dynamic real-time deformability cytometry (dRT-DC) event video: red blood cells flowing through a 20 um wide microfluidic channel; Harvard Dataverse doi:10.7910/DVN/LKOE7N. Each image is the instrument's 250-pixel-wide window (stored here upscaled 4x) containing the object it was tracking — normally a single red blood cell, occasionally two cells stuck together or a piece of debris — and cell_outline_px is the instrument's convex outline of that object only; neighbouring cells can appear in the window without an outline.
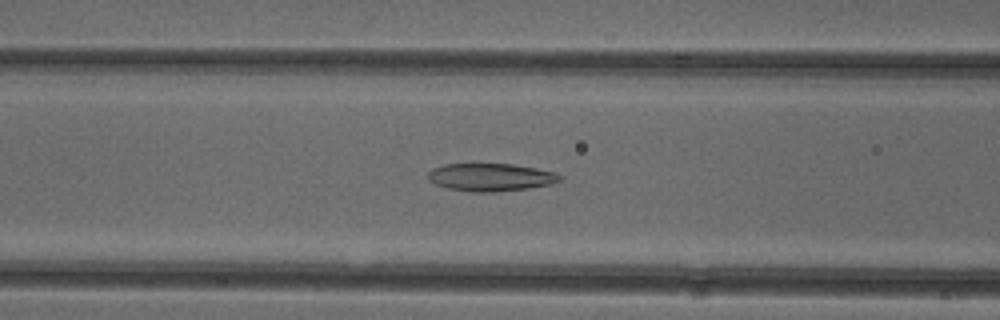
{"species": "common noctule bat (a hibernating species)", "species_latin": "Nyctalus noctula", "temperature_condition": "cold", "stored_images_in_passage": 49, "camera_frame_rate_fps": 3000, "um_per_image_px": 0.085, "animal": {"sex": "female"}, "frame": {"image": 1, "passage_image": 21, "time_ms": 6.667, "image_size_px": [1000, 320], "cell_outline_px": [[564, 176], [560, 180], [548, 184], [528, 188], [496, 192], [472, 192], [448, 188], [436, 184], [428, 180], [428, 172], [432, 168], [444, 164], [512, 164], [536, 168], [556, 172]], "centroid_in_image_um": [41.7, 15.06], "position_along_channel_um": 124.9, "area_um2": 21.33}}
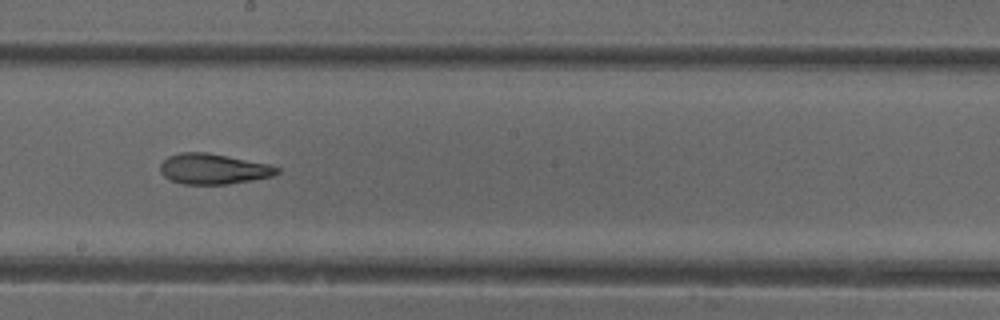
{"frame": {"image": 2, "passage_image": 29, "time_ms": 9.333, "image_size_px": [1000, 320], "cell_outline_px": [[280, 172], [272, 176], [252, 180], [228, 184], [184, 184], [172, 180], [164, 176], [160, 172], [160, 164], [168, 156], [180, 152], [208, 152], [268, 164], [280, 168]], "centroid_in_image_um": [18.13, 14.35], "position_along_channel_um": 230.1, "area_um2": 20.69}}
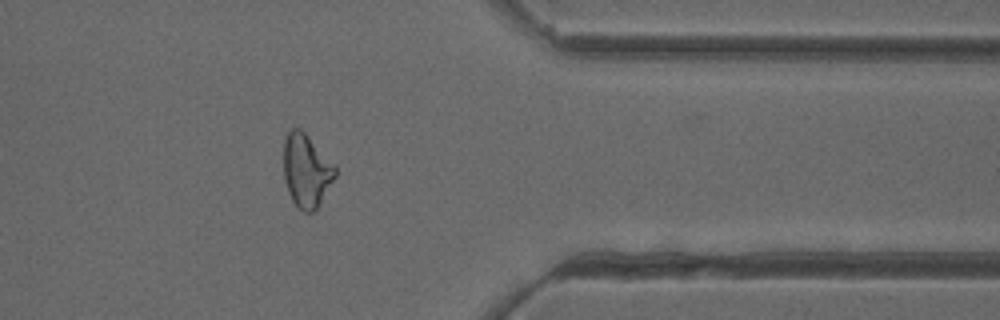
{"frame": {"image": 3, "passage_image": 42, "time_ms": 13.667, "image_size_px": [1000, 320], "cell_outline_px": [[336, 176], [316, 208], [312, 212], [304, 212], [296, 208], [288, 192], [284, 180], [284, 140], [288, 132], [292, 128], [300, 128], [336, 164]], "centroid_in_image_um": [26.04, 14.5], "position_along_channel_um": 385.4, "area_um2": 22.08}}